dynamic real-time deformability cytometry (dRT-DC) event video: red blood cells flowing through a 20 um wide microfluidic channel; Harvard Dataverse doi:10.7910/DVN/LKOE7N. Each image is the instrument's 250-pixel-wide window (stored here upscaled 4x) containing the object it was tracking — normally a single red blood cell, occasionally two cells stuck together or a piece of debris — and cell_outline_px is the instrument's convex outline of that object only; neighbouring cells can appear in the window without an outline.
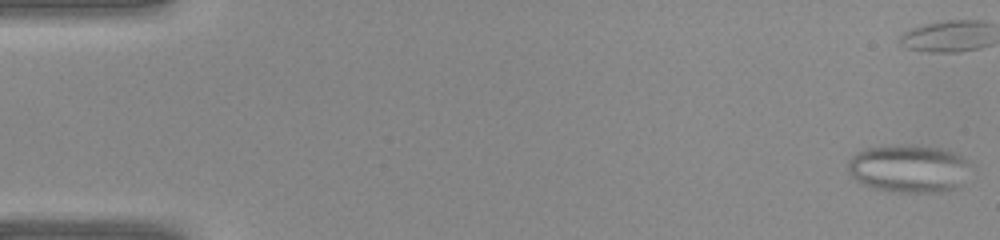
{"species": "common noctule bat (a hibernating species)", "species_latin": "Nyctalus noctula", "temperature_condition": "warm", "stored_images_in_passage": 42, "segment_of_instrument_passage": [1, 2], "camera_frame_rate_fps": 3000, "um_per_image_px": 0.085, "animal": {"sex": "female", "body_mass_g": 22.0, "forearm_length_mm": 56.7}, "frame": {"image": 1, "passage_image": 1, "time_ms": 0.0, "image_size_px": [1000, 240], "cell_outline_px": [[964, 160], [960, 188], [944, 192], [888, 192], [872, 188], [856, 180], [848, 172], [848, 160], [856, 152], [868, 148], [892, 144], [912, 144], [940, 148], [952, 152], [960, 156]], "centroid_in_image_um": [77.12, 14.33], "position_along_channel_um": 7.9, "area_um2": 33.93}}